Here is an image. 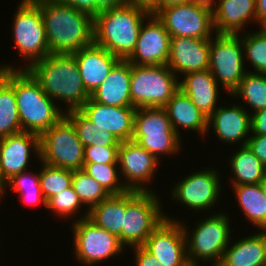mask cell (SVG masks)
Segmentation results:
<instances>
[{"label":"cell","instance_id":"6da1fadb","mask_svg":"<svg viewBox=\"0 0 266 266\" xmlns=\"http://www.w3.org/2000/svg\"><path fill=\"white\" fill-rule=\"evenodd\" d=\"M41 10L51 54H72L94 43V17L56 0H33Z\"/></svg>","mask_w":266,"mask_h":266},{"label":"cell","instance_id":"7a4b0ae2","mask_svg":"<svg viewBox=\"0 0 266 266\" xmlns=\"http://www.w3.org/2000/svg\"><path fill=\"white\" fill-rule=\"evenodd\" d=\"M150 14L149 6L132 2L102 10L94 17V43L120 60H127L134 51L141 25Z\"/></svg>","mask_w":266,"mask_h":266},{"label":"cell","instance_id":"3957f363","mask_svg":"<svg viewBox=\"0 0 266 266\" xmlns=\"http://www.w3.org/2000/svg\"><path fill=\"white\" fill-rule=\"evenodd\" d=\"M27 70L51 99L67 105L64 113L80 110L90 99L73 54H49Z\"/></svg>","mask_w":266,"mask_h":266},{"label":"cell","instance_id":"277c9868","mask_svg":"<svg viewBox=\"0 0 266 266\" xmlns=\"http://www.w3.org/2000/svg\"><path fill=\"white\" fill-rule=\"evenodd\" d=\"M0 73L14 87L22 131L41 135L65 115L27 69H0Z\"/></svg>","mask_w":266,"mask_h":266},{"label":"cell","instance_id":"5b68a950","mask_svg":"<svg viewBox=\"0 0 266 266\" xmlns=\"http://www.w3.org/2000/svg\"><path fill=\"white\" fill-rule=\"evenodd\" d=\"M229 216L226 211L211 213L202 217L204 219H200L193 230L181 222L190 264L212 262V266H217L220 263L232 239Z\"/></svg>","mask_w":266,"mask_h":266},{"label":"cell","instance_id":"8992f818","mask_svg":"<svg viewBox=\"0 0 266 266\" xmlns=\"http://www.w3.org/2000/svg\"><path fill=\"white\" fill-rule=\"evenodd\" d=\"M157 192H126V211L122 227V245L143 246L153 231L166 219ZM162 205V206H161Z\"/></svg>","mask_w":266,"mask_h":266},{"label":"cell","instance_id":"52a82bcc","mask_svg":"<svg viewBox=\"0 0 266 266\" xmlns=\"http://www.w3.org/2000/svg\"><path fill=\"white\" fill-rule=\"evenodd\" d=\"M13 16V41L21 55L28 62L25 66L14 68L11 64L0 65V69H27L33 63L50 53L46 40L45 26L40 7L33 0H21Z\"/></svg>","mask_w":266,"mask_h":266},{"label":"cell","instance_id":"ba28073f","mask_svg":"<svg viewBox=\"0 0 266 266\" xmlns=\"http://www.w3.org/2000/svg\"><path fill=\"white\" fill-rule=\"evenodd\" d=\"M132 141L160 161L162 156L177 155L183 143L182 138L172 128L165 109L156 107L136 109Z\"/></svg>","mask_w":266,"mask_h":266},{"label":"cell","instance_id":"9c48e42d","mask_svg":"<svg viewBox=\"0 0 266 266\" xmlns=\"http://www.w3.org/2000/svg\"><path fill=\"white\" fill-rule=\"evenodd\" d=\"M178 79L167 65L131 64L132 106L163 108L179 90Z\"/></svg>","mask_w":266,"mask_h":266},{"label":"cell","instance_id":"30bf717a","mask_svg":"<svg viewBox=\"0 0 266 266\" xmlns=\"http://www.w3.org/2000/svg\"><path fill=\"white\" fill-rule=\"evenodd\" d=\"M40 162L72 171L83 169L84 145L65 115L40 135Z\"/></svg>","mask_w":266,"mask_h":266},{"label":"cell","instance_id":"8fae6325","mask_svg":"<svg viewBox=\"0 0 266 266\" xmlns=\"http://www.w3.org/2000/svg\"><path fill=\"white\" fill-rule=\"evenodd\" d=\"M244 60L239 34L214 33L210 39L209 70L220 87L223 86L230 95L248 73Z\"/></svg>","mask_w":266,"mask_h":266},{"label":"cell","instance_id":"7c38bea8","mask_svg":"<svg viewBox=\"0 0 266 266\" xmlns=\"http://www.w3.org/2000/svg\"><path fill=\"white\" fill-rule=\"evenodd\" d=\"M72 222L71 230L74 240L72 249L74 257L80 263L94 266L124 253L126 248L121 244L119 238L98 227L89 218Z\"/></svg>","mask_w":266,"mask_h":266},{"label":"cell","instance_id":"4fadbf2b","mask_svg":"<svg viewBox=\"0 0 266 266\" xmlns=\"http://www.w3.org/2000/svg\"><path fill=\"white\" fill-rule=\"evenodd\" d=\"M218 172L216 168L206 167L204 170L190 173L175 183V186L172 185L170 197L188 210H202L207 213L220 201L222 184Z\"/></svg>","mask_w":266,"mask_h":266},{"label":"cell","instance_id":"5bb4252c","mask_svg":"<svg viewBox=\"0 0 266 266\" xmlns=\"http://www.w3.org/2000/svg\"><path fill=\"white\" fill-rule=\"evenodd\" d=\"M155 15L170 37L211 39L214 36L212 9L192 1L163 7Z\"/></svg>","mask_w":266,"mask_h":266},{"label":"cell","instance_id":"9a60e30c","mask_svg":"<svg viewBox=\"0 0 266 266\" xmlns=\"http://www.w3.org/2000/svg\"><path fill=\"white\" fill-rule=\"evenodd\" d=\"M159 165L160 160L136 142L132 140L121 142L118 150V166L122 180H126L123 183L129 191L154 192L147 185L155 178Z\"/></svg>","mask_w":266,"mask_h":266},{"label":"cell","instance_id":"2e32d148","mask_svg":"<svg viewBox=\"0 0 266 266\" xmlns=\"http://www.w3.org/2000/svg\"><path fill=\"white\" fill-rule=\"evenodd\" d=\"M143 247L164 266H187L189 264L182 223L168 214Z\"/></svg>","mask_w":266,"mask_h":266},{"label":"cell","instance_id":"e0dca14e","mask_svg":"<svg viewBox=\"0 0 266 266\" xmlns=\"http://www.w3.org/2000/svg\"><path fill=\"white\" fill-rule=\"evenodd\" d=\"M170 38L163 23L151 13L143 21L134 51L127 61L132 65H167Z\"/></svg>","mask_w":266,"mask_h":266},{"label":"cell","instance_id":"ac0fdd59","mask_svg":"<svg viewBox=\"0 0 266 266\" xmlns=\"http://www.w3.org/2000/svg\"><path fill=\"white\" fill-rule=\"evenodd\" d=\"M40 161V135L22 131L0 138V183L29 170L31 152ZM36 155V156H35Z\"/></svg>","mask_w":266,"mask_h":266},{"label":"cell","instance_id":"d6986e66","mask_svg":"<svg viewBox=\"0 0 266 266\" xmlns=\"http://www.w3.org/2000/svg\"><path fill=\"white\" fill-rule=\"evenodd\" d=\"M239 104L232 103V106L229 104L219 106L208 117L207 133L213 128V133L220 141L227 144L239 143L240 146H246L251 135V112L240 102Z\"/></svg>","mask_w":266,"mask_h":266},{"label":"cell","instance_id":"ffe728a7","mask_svg":"<svg viewBox=\"0 0 266 266\" xmlns=\"http://www.w3.org/2000/svg\"><path fill=\"white\" fill-rule=\"evenodd\" d=\"M80 111L99 130H107L120 142L131 141L134 134L135 107H116L104 105L91 98Z\"/></svg>","mask_w":266,"mask_h":266},{"label":"cell","instance_id":"44dd1931","mask_svg":"<svg viewBox=\"0 0 266 266\" xmlns=\"http://www.w3.org/2000/svg\"><path fill=\"white\" fill-rule=\"evenodd\" d=\"M210 39L171 37L167 66L179 78L182 74L209 69Z\"/></svg>","mask_w":266,"mask_h":266},{"label":"cell","instance_id":"7402d4cb","mask_svg":"<svg viewBox=\"0 0 266 266\" xmlns=\"http://www.w3.org/2000/svg\"><path fill=\"white\" fill-rule=\"evenodd\" d=\"M72 54L75 57L84 87L89 95L95 92L120 61L118 57L107 49L95 43Z\"/></svg>","mask_w":266,"mask_h":266},{"label":"cell","instance_id":"603a6c76","mask_svg":"<svg viewBox=\"0 0 266 266\" xmlns=\"http://www.w3.org/2000/svg\"><path fill=\"white\" fill-rule=\"evenodd\" d=\"M212 16L215 34L238 35L249 21L258 23L255 0H218Z\"/></svg>","mask_w":266,"mask_h":266},{"label":"cell","instance_id":"cb8c5ba5","mask_svg":"<svg viewBox=\"0 0 266 266\" xmlns=\"http://www.w3.org/2000/svg\"><path fill=\"white\" fill-rule=\"evenodd\" d=\"M131 64L120 60L101 85L90 95L98 103L116 107H134L130 95Z\"/></svg>","mask_w":266,"mask_h":266},{"label":"cell","instance_id":"d4e9b609","mask_svg":"<svg viewBox=\"0 0 266 266\" xmlns=\"http://www.w3.org/2000/svg\"><path fill=\"white\" fill-rule=\"evenodd\" d=\"M184 76L179 78V89L205 116L209 117L218 108L221 87L209 69L187 73Z\"/></svg>","mask_w":266,"mask_h":266},{"label":"cell","instance_id":"484cf974","mask_svg":"<svg viewBox=\"0 0 266 266\" xmlns=\"http://www.w3.org/2000/svg\"><path fill=\"white\" fill-rule=\"evenodd\" d=\"M231 243L217 266H266V231L255 232L241 237L233 245Z\"/></svg>","mask_w":266,"mask_h":266},{"label":"cell","instance_id":"4316f807","mask_svg":"<svg viewBox=\"0 0 266 266\" xmlns=\"http://www.w3.org/2000/svg\"><path fill=\"white\" fill-rule=\"evenodd\" d=\"M163 108L167 113L172 128L180 137L181 130L179 128L197 132L202 137L206 136L208 117L180 89Z\"/></svg>","mask_w":266,"mask_h":266},{"label":"cell","instance_id":"83f0119b","mask_svg":"<svg viewBox=\"0 0 266 266\" xmlns=\"http://www.w3.org/2000/svg\"><path fill=\"white\" fill-rule=\"evenodd\" d=\"M126 211V193L111 195L106 200L95 205L88 218L98 227L117 236L122 244V227Z\"/></svg>","mask_w":266,"mask_h":266},{"label":"cell","instance_id":"f1b7e54d","mask_svg":"<svg viewBox=\"0 0 266 266\" xmlns=\"http://www.w3.org/2000/svg\"><path fill=\"white\" fill-rule=\"evenodd\" d=\"M245 218L259 231H266V196L260 184L231 186Z\"/></svg>","mask_w":266,"mask_h":266},{"label":"cell","instance_id":"f546056e","mask_svg":"<svg viewBox=\"0 0 266 266\" xmlns=\"http://www.w3.org/2000/svg\"><path fill=\"white\" fill-rule=\"evenodd\" d=\"M239 148L228 160L230 171L234 175L231 176V186L260 184L264 179L265 165L247 145Z\"/></svg>","mask_w":266,"mask_h":266},{"label":"cell","instance_id":"4dcf8cb0","mask_svg":"<svg viewBox=\"0 0 266 266\" xmlns=\"http://www.w3.org/2000/svg\"><path fill=\"white\" fill-rule=\"evenodd\" d=\"M22 132L13 85L0 73V138Z\"/></svg>","mask_w":266,"mask_h":266},{"label":"cell","instance_id":"1f68e13d","mask_svg":"<svg viewBox=\"0 0 266 266\" xmlns=\"http://www.w3.org/2000/svg\"><path fill=\"white\" fill-rule=\"evenodd\" d=\"M73 123L78 138L86 146H120L121 142L109 131H99L97 127L80 111L74 110L65 113Z\"/></svg>","mask_w":266,"mask_h":266},{"label":"cell","instance_id":"d6a6232c","mask_svg":"<svg viewBox=\"0 0 266 266\" xmlns=\"http://www.w3.org/2000/svg\"><path fill=\"white\" fill-rule=\"evenodd\" d=\"M72 187L79 196L81 203L87 206L79 219H85L89 216V211L101 201L106 200L111 195L91 176L82 170L73 171Z\"/></svg>","mask_w":266,"mask_h":266},{"label":"cell","instance_id":"836d02e7","mask_svg":"<svg viewBox=\"0 0 266 266\" xmlns=\"http://www.w3.org/2000/svg\"><path fill=\"white\" fill-rule=\"evenodd\" d=\"M238 97L244 101L243 105L252 108V113L266 109V74L248 72L230 97Z\"/></svg>","mask_w":266,"mask_h":266},{"label":"cell","instance_id":"e575fe53","mask_svg":"<svg viewBox=\"0 0 266 266\" xmlns=\"http://www.w3.org/2000/svg\"><path fill=\"white\" fill-rule=\"evenodd\" d=\"M10 187V191H14L20 195L24 204L33 206L36 204H43L46 207V199L43 196L40 187V176L39 172L24 171L9 179L3 185V194L5 195L7 188Z\"/></svg>","mask_w":266,"mask_h":266},{"label":"cell","instance_id":"d590c367","mask_svg":"<svg viewBox=\"0 0 266 266\" xmlns=\"http://www.w3.org/2000/svg\"><path fill=\"white\" fill-rule=\"evenodd\" d=\"M118 164L84 163L82 171L94 178L110 195L125 194Z\"/></svg>","mask_w":266,"mask_h":266},{"label":"cell","instance_id":"8d00e7d4","mask_svg":"<svg viewBox=\"0 0 266 266\" xmlns=\"http://www.w3.org/2000/svg\"><path fill=\"white\" fill-rule=\"evenodd\" d=\"M39 171L40 187L46 201L60 192L72 187L73 171L49 166L43 162Z\"/></svg>","mask_w":266,"mask_h":266},{"label":"cell","instance_id":"74e56055","mask_svg":"<svg viewBox=\"0 0 266 266\" xmlns=\"http://www.w3.org/2000/svg\"><path fill=\"white\" fill-rule=\"evenodd\" d=\"M244 34V35H243ZM239 34L244 49V58L249 61L256 74H266V34L260 29L255 32Z\"/></svg>","mask_w":266,"mask_h":266},{"label":"cell","instance_id":"f35d334b","mask_svg":"<svg viewBox=\"0 0 266 266\" xmlns=\"http://www.w3.org/2000/svg\"><path fill=\"white\" fill-rule=\"evenodd\" d=\"M83 206L73 187L50 197L46 201V208L51 210L60 219L72 218L73 215L76 216L75 214L80 212V209L84 208Z\"/></svg>","mask_w":266,"mask_h":266},{"label":"cell","instance_id":"ab89813d","mask_svg":"<svg viewBox=\"0 0 266 266\" xmlns=\"http://www.w3.org/2000/svg\"><path fill=\"white\" fill-rule=\"evenodd\" d=\"M119 146H86L84 163L118 164Z\"/></svg>","mask_w":266,"mask_h":266},{"label":"cell","instance_id":"60d3db41","mask_svg":"<svg viewBox=\"0 0 266 266\" xmlns=\"http://www.w3.org/2000/svg\"><path fill=\"white\" fill-rule=\"evenodd\" d=\"M247 146L266 165V135L251 134L248 138Z\"/></svg>","mask_w":266,"mask_h":266},{"label":"cell","instance_id":"b9f144b4","mask_svg":"<svg viewBox=\"0 0 266 266\" xmlns=\"http://www.w3.org/2000/svg\"><path fill=\"white\" fill-rule=\"evenodd\" d=\"M135 266H164L157 258L149 253L143 246L133 247Z\"/></svg>","mask_w":266,"mask_h":266},{"label":"cell","instance_id":"7bdbcfd3","mask_svg":"<svg viewBox=\"0 0 266 266\" xmlns=\"http://www.w3.org/2000/svg\"><path fill=\"white\" fill-rule=\"evenodd\" d=\"M58 3L69 5L75 9L88 13L91 16H96V1L95 0H56Z\"/></svg>","mask_w":266,"mask_h":266},{"label":"cell","instance_id":"ee69618b","mask_svg":"<svg viewBox=\"0 0 266 266\" xmlns=\"http://www.w3.org/2000/svg\"><path fill=\"white\" fill-rule=\"evenodd\" d=\"M251 134L266 135V109L251 113Z\"/></svg>","mask_w":266,"mask_h":266},{"label":"cell","instance_id":"f6af8a7d","mask_svg":"<svg viewBox=\"0 0 266 266\" xmlns=\"http://www.w3.org/2000/svg\"><path fill=\"white\" fill-rule=\"evenodd\" d=\"M191 0H155L150 6V11L155 14L159 9L163 7H169L179 4L189 3Z\"/></svg>","mask_w":266,"mask_h":266},{"label":"cell","instance_id":"bcb514c9","mask_svg":"<svg viewBox=\"0 0 266 266\" xmlns=\"http://www.w3.org/2000/svg\"><path fill=\"white\" fill-rule=\"evenodd\" d=\"M96 1V15L102 10L119 7L128 3V0H95Z\"/></svg>","mask_w":266,"mask_h":266},{"label":"cell","instance_id":"7dc6e473","mask_svg":"<svg viewBox=\"0 0 266 266\" xmlns=\"http://www.w3.org/2000/svg\"><path fill=\"white\" fill-rule=\"evenodd\" d=\"M256 2V21L260 24L266 19V0H255Z\"/></svg>","mask_w":266,"mask_h":266},{"label":"cell","instance_id":"c3c4849f","mask_svg":"<svg viewBox=\"0 0 266 266\" xmlns=\"http://www.w3.org/2000/svg\"><path fill=\"white\" fill-rule=\"evenodd\" d=\"M191 1L196 3V4L206 6L210 9H213L218 2V0H191Z\"/></svg>","mask_w":266,"mask_h":266},{"label":"cell","instance_id":"681fc988","mask_svg":"<svg viewBox=\"0 0 266 266\" xmlns=\"http://www.w3.org/2000/svg\"><path fill=\"white\" fill-rule=\"evenodd\" d=\"M155 0H128V2L132 3H141L147 6H150Z\"/></svg>","mask_w":266,"mask_h":266},{"label":"cell","instance_id":"f907efd6","mask_svg":"<svg viewBox=\"0 0 266 266\" xmlns=\"http://www.w3.org/2000/svg\"><path fill=\"white\" fill-rule=\"evenodd\" d=\"M258 26H260V30L266 34V19H264Z\"/></svg>","mask_w":266,"mask_h":266},{"label":"cell","instance_id":"816d5d0a","mask_svg":"<svg viewBox=\"0 0 266 266\" xmlns=\"http://www.w3.org/2000/svg\"><path fill=\"white\" fill-rule=\"evenodd\" d=\"M260 187L262 189L263 194L266 196V180L263 179L262 182L260 183Z\"/></svg>","mask_w":266,"mask_h":266},{"label":"cell","instance_id":"f5cc1de1","mask_svg":"<svg viewBox=\"0 0 266 266\" xmlns=\"http://www.w3.org/2000/svg\"><path fill=\"white\" fill-rule=\"evenodd\" d=\"M2 196L4 197V195H3V186L0 183V199L2 198Z\"/></svg>","mask_w":266,"mask_h":266},{"label":"cell","instance_id":"db71d44e","mask_svg":"<svg viewBox=\"0 0 266 266\" xmlns=\"http://www.w3.org/2000/svg\"><path fill=\"white\" fill-rule=\"evenodd\" d=\"M187 266H201V264L199 263V264H188Z\"/></svg>","mask_w":266,"mask_h":266},{"label":"cell","instance_id":"11a10c76","mask_svg":"<svg viewBox=\"0 0 266 266\" xmlns=\"http://www.w3.org/2000/svg\"><path fill=\"white\" fill-rule=\"evenodd\" d=\"M264 179L266 180V165H265Z\"/></svg>","mask_w":266,"mask_h":266}]
</instances>
